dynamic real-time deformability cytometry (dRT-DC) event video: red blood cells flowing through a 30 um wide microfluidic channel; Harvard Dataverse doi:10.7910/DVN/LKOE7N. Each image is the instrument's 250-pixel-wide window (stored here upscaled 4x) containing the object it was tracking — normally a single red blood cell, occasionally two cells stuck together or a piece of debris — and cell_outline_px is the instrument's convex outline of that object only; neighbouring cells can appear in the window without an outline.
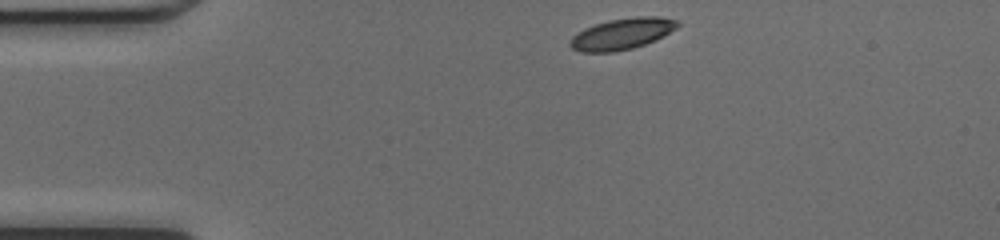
{"species": "common noctule bat (a hibernating species)", "species_latin": "Nyctalus noctula", "temperature_condition": "cold", "stored_images_in_passage": 40, "camera_frame_rate_fps": 3000, "um_per_image_px": 0.085, "animal": {"sex": "female", "body_mass_g": 17.0, "forearm_length_mm": 48.0}, "frame": {"image": 1, "passage_image": 1, "time_ms": 0.0, "image_size_px": [1000, 240], "cell_outline_px": [[680, 24], [676, 28], [664, 36], [656, 40], [632, 48], [612, 52], [580, 52], [572, 48], [568, 44], [568, 40], [572, 36], [584, 28], [608, 20], [636, 16], [660, 16], [680, 20]], "centroid_in_image_um": [52.88, 2.86], "position_along_channel_um": 32.1, "area_um2": 19.77}}
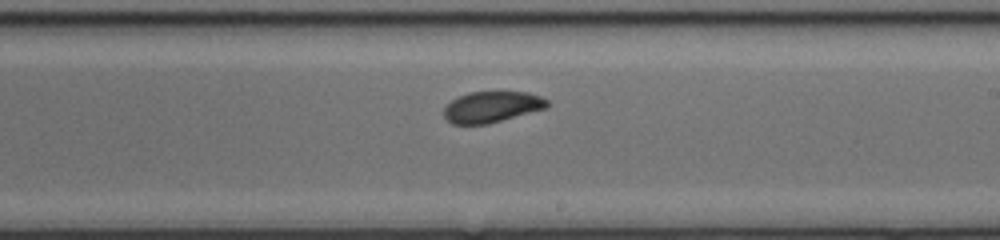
{"frame": {"image": 2, "passage_image": 20, "time_ms": 6.333, "image_size_px": [1000, 240], "cell_outline_px": [[548, 104], [544, 108], [488, 124], [452, 124], [444, 116], [444, 108], [456, 96], [468, 92], [528, 92], [540, 96], [548, 100]], "centroid_in_image_um": [41.76, 9.08], "position_along_channel_um": 247.2, "area_um2": 18.5}}
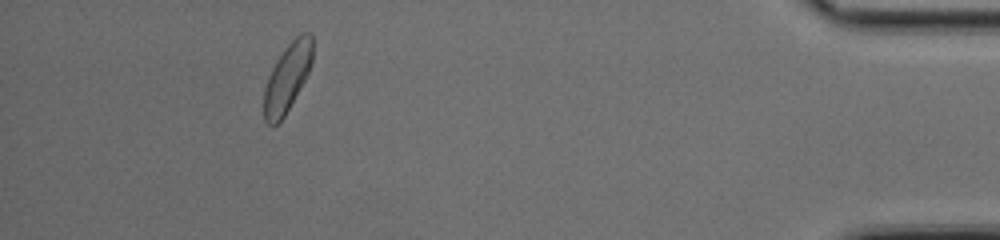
{"frame": {"image": 3, "passage_image": 36, "time_ms": 11.667, "image_size_px": [1000, 240], "cell_outline_px": [[312, 60], [308, 72], [304, 80], [284, 116], [272, 128], [264, 120], [264, 88], [268, 76], [276, 60], [284, 48], [300, 32], [312, 32]], "centroid_in_image_um": [24.4, 6.57], "position_along_channel_um": 410.8, "area_um2": 19.19}, "authors_computed_cell_mechanics": {"area_um2": 19.5942, "velocity_mm_per_s": 4.2257, "shape_relaxation_time_tau1_ms": 1.8323, "shape_relaxation_time_tau2_ms": 1.4503, "deformation_change_tau1": 0.0931, "deformation_change_tau2": 0.0562}}